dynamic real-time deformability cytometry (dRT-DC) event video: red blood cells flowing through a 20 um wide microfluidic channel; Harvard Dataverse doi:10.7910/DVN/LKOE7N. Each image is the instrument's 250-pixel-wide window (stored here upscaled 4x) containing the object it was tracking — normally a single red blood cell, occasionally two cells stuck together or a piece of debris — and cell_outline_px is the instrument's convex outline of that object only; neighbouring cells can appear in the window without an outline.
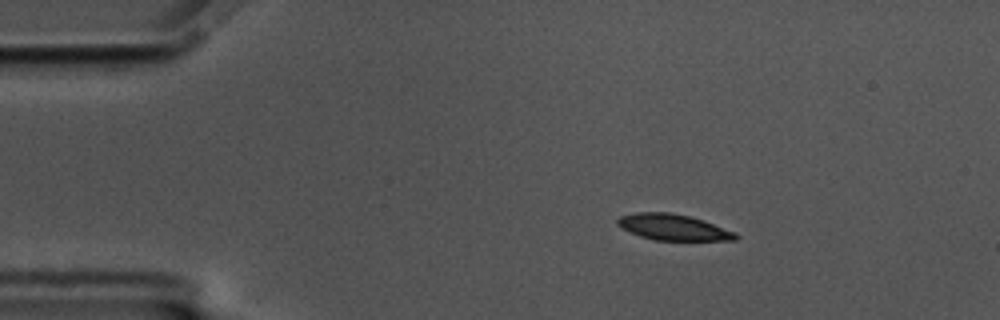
{"species": "common noctule bat (a hibernating species)", "species_latin": "Nyctalus noctula", "temperature_condition": "cold", "stored_images_in_passage": 49, "camera_frame_rate_fps": 3000, "um_per_image_px": 0.085, "animal": {"sex": "male", "body_mass_g": 17.5, "forearm_length_mm": 52.3}, "frame": {"image": 1, "passage_image": 1, "time_ms": 0.0, "image_size_px": [1000, 320], "cell_outline_px": [[740, 236], [736, 240], [656, 240], [640, 236], [616, 224], [616, 220], [620, 216], [636, 212], [672, 212], [704, 220], [736, 232]], "centroid_in_image_um": [57.26, 19.31], "position_along_channel_um": 27.7, "area_um2": 17.86}}
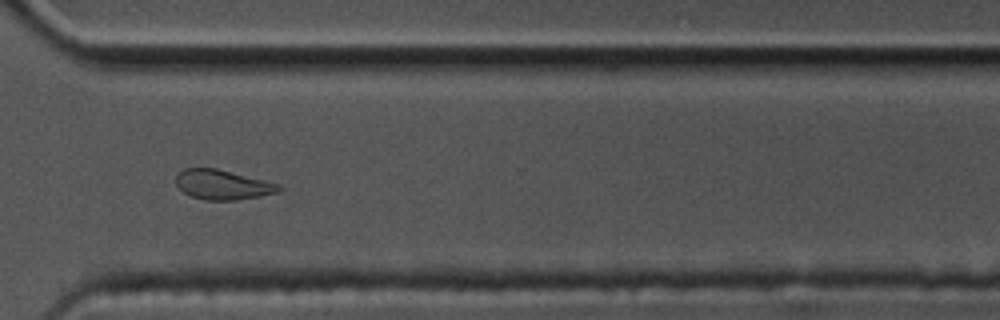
{"frame": {"image": 2, "passage_image": 34, "time_ms": 11.0, "image_size_px": [1000, 320], "cell_outline_px": [[284, 188], [276, 192], [260, 196], [236, 200], [204, 200], [192, 196], [184, 192], [176, 184], [176, 176], [184, 168], [216, 168], [280, 184]], "centroid_in_image_um": [18.93, 15.7], "position_along_channel_um": 351.7, "area_um2": 17.69}}
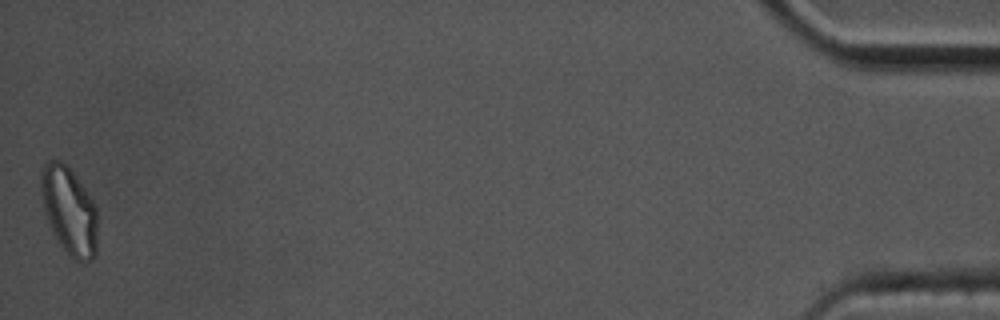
{"frame": {"image": 3, "passage_image": 49, "time_ms": 16.0, "image_size_px": [1000, 320], "cell_outline_px": [[96, 256], [92, 260], [84, 264], [76, 260], [64, 248], [48, 224], [44, 208], [40, 188], [40, 172], [44, 164], [48, 160], [60, 160], [76, 176], [88, 192], [96, 204]], "centroid_in_image_um": [5.88, 17.89], "position_along_channel_um": 429.3, "area_um2": 28.78}, "authors_computed_cell_mechanics": {"area_um2": 18.6116, "velocity_mm_per_s": 3.4613, "shape_relaxation_time_tau1_ms": 4.9438, "shape_relaxation_time_tau2_ms": 5.266, "deformation_change_tau1": 0.1387, "deformation_change_tau2": 0.0985}}